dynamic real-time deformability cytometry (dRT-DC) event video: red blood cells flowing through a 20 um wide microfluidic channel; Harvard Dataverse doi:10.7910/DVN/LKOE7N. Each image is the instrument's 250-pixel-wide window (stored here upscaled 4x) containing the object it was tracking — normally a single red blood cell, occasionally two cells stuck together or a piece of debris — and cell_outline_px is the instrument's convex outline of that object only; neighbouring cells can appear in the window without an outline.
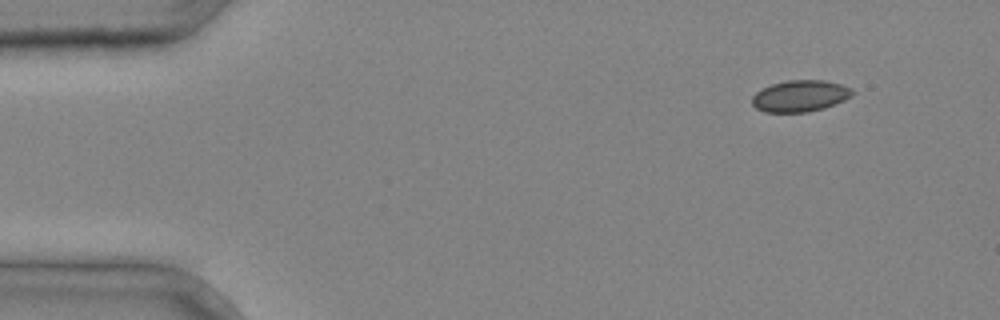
{"species": "common noctule bat (a hibernating species)", "species_latin": "Nyctalus noctula", "temperature_condition": "cold", "stored_images_in_passage": 3, "camera_frame_rate_fps": 3000, "um_per_image_px": 0.085, "animal": {"sex": "male", "body_mass_g": 20.4}, "frame": {"image": 1, "passage_image": 1, "time_ms": 0.0, "image_size_px": [1000, 320], "cell_outline_px": [[856, 92], [852, 96], [844, 100], [824, 108], [808, 112], [764, 112], [756, 108], [752, 104], [752, 96], [760, 88], [772, 84], [788, 80], [824, 80], [840, 84], [852, 88]], "centroid_in_image_um": [68.01, 8.15], "position_along_channel_um": 17.0, "area_um2": 18.55}}